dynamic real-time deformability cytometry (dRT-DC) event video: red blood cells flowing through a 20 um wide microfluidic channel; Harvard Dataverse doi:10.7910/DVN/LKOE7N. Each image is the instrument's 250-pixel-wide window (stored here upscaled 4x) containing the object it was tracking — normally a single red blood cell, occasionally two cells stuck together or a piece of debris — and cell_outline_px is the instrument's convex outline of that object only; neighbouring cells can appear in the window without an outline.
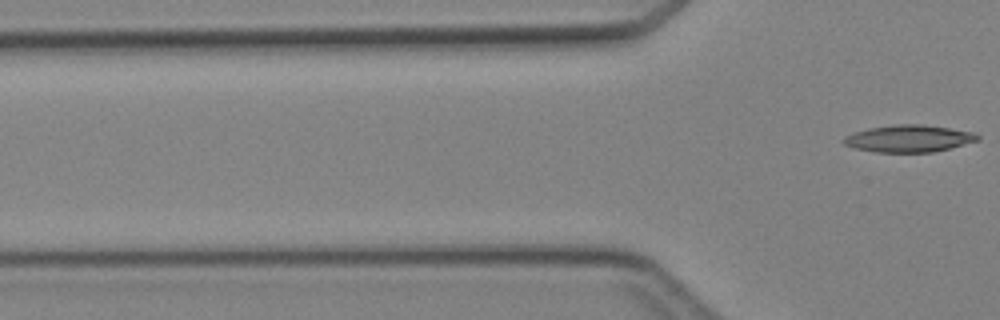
{"species": "Egyptian fruit bat (a non-hibernating species)", "species_latin": "Rousettus aegyptiacus", "temperature_condition": "cold", "stored_images_in_passage": 3, "segment_of_instrument_passage": [2, 2], "camera_frame_rate_fps": 3000, "um_per_image_px": 0.085, "animal": {"sex": "female"}, "frame": {"image": 1, "passage_image": 3, "time_ms": 2.667, "image_size_px": [1000, 320], "cell_outline_px": [[980, 140], [932, 152], [876, 152], [856, 148], [844, 144], [840, 140], [844, 136], [868, 128], [900, 124], [920, 124], [976, 132], [980, 136]], "centroid_in_image_um": [77.25, 11.77], "position_along_channel_um": 48.5, "area_um2": 20.98}}